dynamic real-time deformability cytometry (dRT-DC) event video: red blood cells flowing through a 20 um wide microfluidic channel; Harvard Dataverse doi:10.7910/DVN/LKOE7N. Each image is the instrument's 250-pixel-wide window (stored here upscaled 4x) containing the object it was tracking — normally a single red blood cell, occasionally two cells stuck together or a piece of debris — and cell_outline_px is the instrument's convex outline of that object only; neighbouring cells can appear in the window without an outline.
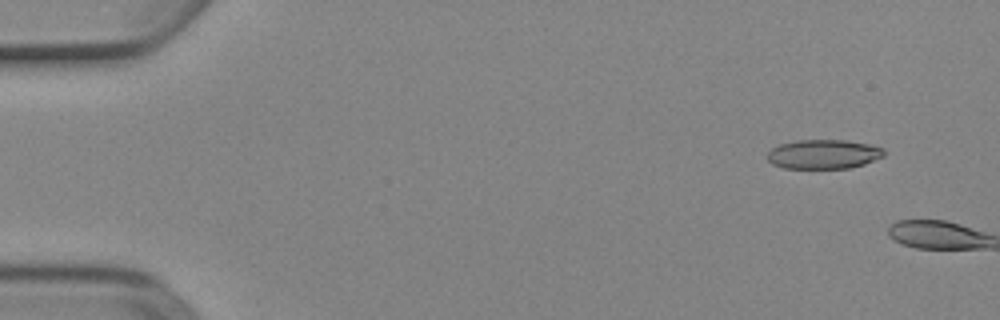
{"species": "Egyptian fruit bat (a non-hibernating species)", "species_latin": "Rousettus aegyptiacus", "temperature_condition": "cold", "stored_images_in_passage": 3, "camera_frame_rate_fps": 3000, "um_per_image_px": 0.085, "animal": {"sex": "female"}, "frame": {"image": 1, "passage_image": 2, "time_ms": 0.333, "image_size_px": [1000, 320], "cell_outline_px": [[884, 156], [864, 164], [848, 168], [784, 168], [772, 164], [768, 160], [768, 152], [772, 148], [780, 144], [796, 140], [848, 140], [868, 144], [884, 148]], "centroid_in_image_um": [70.0, 13.1], "position_along_channel_um": 15.0, "area_um2": 19.88}}